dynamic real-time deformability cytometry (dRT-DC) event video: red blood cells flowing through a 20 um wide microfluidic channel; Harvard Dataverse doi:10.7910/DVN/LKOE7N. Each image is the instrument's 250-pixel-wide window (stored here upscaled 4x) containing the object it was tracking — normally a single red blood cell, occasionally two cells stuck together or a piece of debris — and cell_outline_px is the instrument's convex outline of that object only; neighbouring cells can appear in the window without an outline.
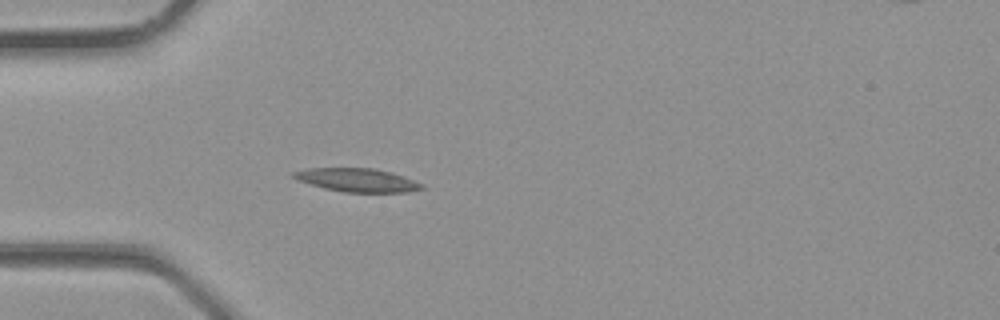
{"species": "common noctule bat (a hibernating species)", "species_latin": "Nyctalus noctula", "temperature_condition": "room temperature", "stored_images_in_passage": 25, "camera_frame_rate_fps": 3000, "um_per_image_px": 0.085, "animal": {"sex": "male", "body_mass_g": 23.1, "forearm_length_mm": 52.7}, "frame": {"image": 1, "passage_image": 1, "time_ms": 0.0, "image_size_px": [1000, 320], "cell_outline_px": [[424, 188], [408, 192], [344, 192], [324, 188], [300, 180], [292, 176], [288, 172], [308, 168], [372, 168], [392, 172], [404, 176], [424, 184]], "centroid_in_image_um": [30.38, 15.3], "position_along_channel_um": 54.6, "area_um2": 17.51}}
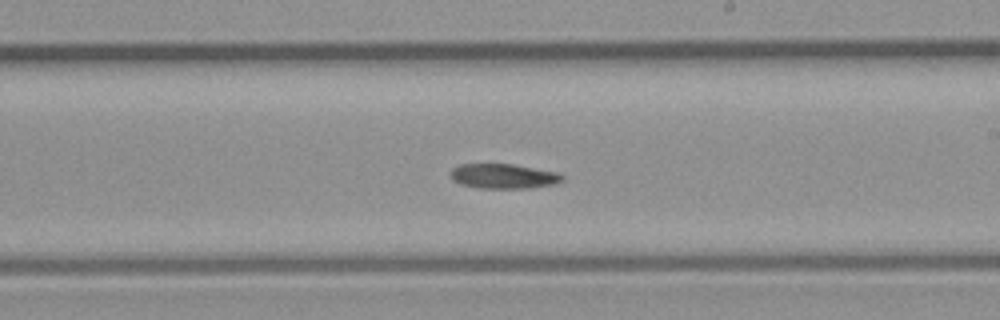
{"frame": {"image": 2, "passage_image": 11, "time_ms": 3.333, "image_size_px": [1000, 320], "cell_outline_px": [[564, 180], [556, 184], [528, 188], [480, 188], [460, 184], [452, 180], [448, 172], [452, 168], [460, 164], [512, 164], [560, 172], [564, 176]], "centroid_in_image_um": [42.8, 14.97], "position_along_channel_um": 246.2, "area_um2": 16.42}}
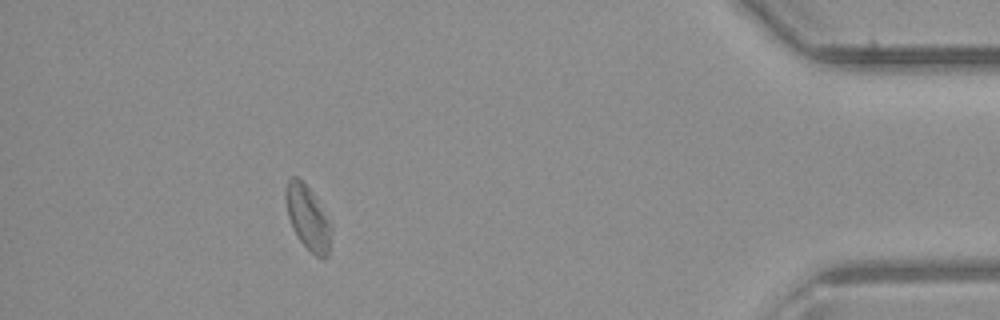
{"frame": {"image": 3, "passage_image": 22, "time_ms": 7.0, "image_size_px": [1000, 320], "cell_outline_px": [[332, 232], [328, 256], [316, 256], [300, 240], [288, 216], [284, 196], [284, 188], [288, 180], [292, 176], [296, 176], [312, 192], [332, 224]], "centroid_in_image_um": [26.17, 18.47], "position_along_channel_um": 409.0, "area_um2": 16.76}}